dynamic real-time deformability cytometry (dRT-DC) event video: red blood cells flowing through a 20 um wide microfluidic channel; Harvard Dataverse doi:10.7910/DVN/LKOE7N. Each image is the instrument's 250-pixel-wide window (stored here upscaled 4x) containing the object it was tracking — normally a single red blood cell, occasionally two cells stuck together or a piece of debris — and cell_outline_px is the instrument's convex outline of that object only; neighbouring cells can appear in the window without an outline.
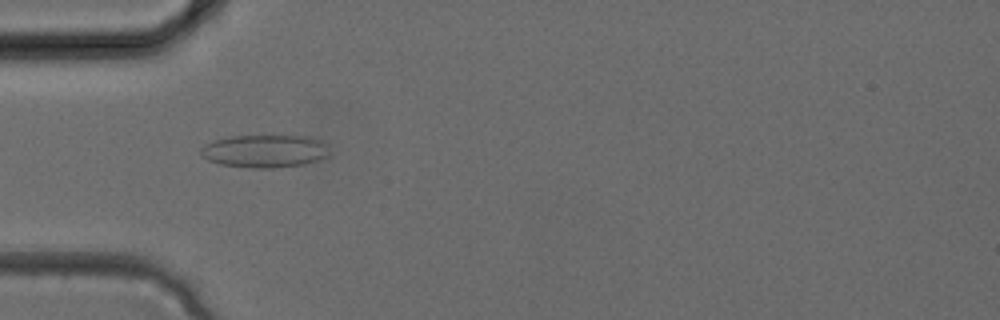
{"species": "common noctule bat (a hibernating species)", "species_latin": "Nyctalus noctula", "temperature_condition": "cold", "stored_images_in_passage": 33, "camera_frame_rate_fps": 3000, "um_per_image_px": 0.085, "animal": {"sex": "female", "body_mass_g": 24.6, "forearm_length_mm": 56.2}, "frame": {"image": 1, "passage_image": 10, "time_ms": 3.0, "image_size_px": [1000, 320], "cell_outline_px": [[328, 156], [304, 164], [272, 168], [252, 168], [220, 164], [208, 160], [200, 156], [200, 148], [204, 144], [212, 140], [232, 136], [312, 136], [328, 144]], "centroid_in_image_um": [22.48, 12.84], "position_along_channel_um": 62.5, "area_um2": 24.8}}
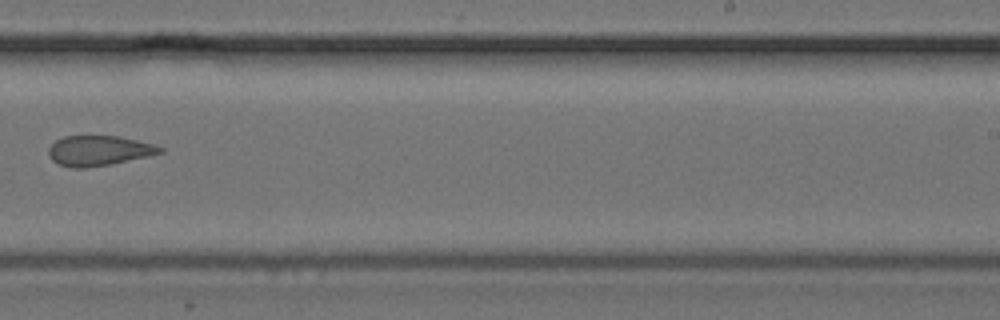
{"frame": {"image": 2, "passage_image": 21, "time_ms": 6.667, "image_size_px": [1000, 320], "cell_outline_px": [[164, 152], [148, 156], [112, 164], [84, 168], [72, 168], [60, 164], [52, 160], [48, 156], [48, 148], [56, 140], [64, 136], [120, 136], [152, 144], [164, 148]], "centroid_in_image_um": [8.39, 12.81], "position_along_channel_um": 280.6, "area_um2": 19.54}}
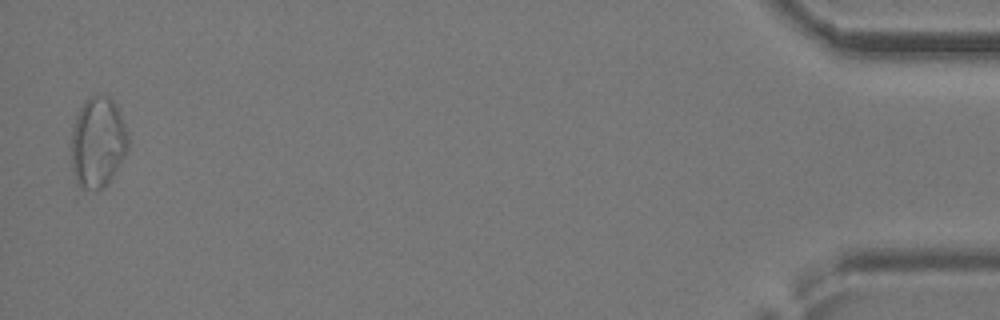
{"frame": {"image": 3, "passage_image": 33, "time_ms": 10.667, "image_size_px": [1000, 320], "cell_outline_px": [[128, 148], [124, 156], [112, 176], [104, 188], [80, 192], [76, 184], [72, 172], [72, 128], [76, 112], [84, 100], [88, 96], [96, 92], [108, 96], [116, 104], [120, 112], [128, 132]], "centroid_in_image_um": [8.28, 12.08], "position_along_channel_um": 426.9, "area_um2": 30.87}}